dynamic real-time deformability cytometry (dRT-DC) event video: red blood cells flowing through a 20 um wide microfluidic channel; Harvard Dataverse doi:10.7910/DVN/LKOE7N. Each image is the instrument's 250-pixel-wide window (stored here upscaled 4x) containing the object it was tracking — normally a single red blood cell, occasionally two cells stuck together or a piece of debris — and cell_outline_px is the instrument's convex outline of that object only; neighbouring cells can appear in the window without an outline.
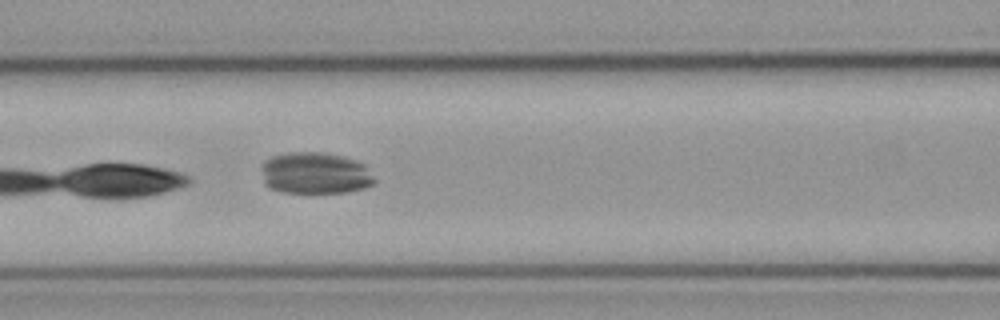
{"species": "common noctule bat (a hibernating species)", "species_latin": "Nyctalus noctula", "temperature_condition": "cold", "stored_images_in_passage": 4, "camera_frame_rate_fps": 3000, "um_per_image_px": 0.085, "animal": {"sex": "male", "body_mass_g": 23.1, "forearm_length_mm": 52.7}, "frame": {"image": 1, "passage_image": 4, "time_ms": 1.0, "image_size_px": [1000, 320], "cell_outline_px": [[376, 180], [372, 184], [364, 188], [348, 192], [284, 192], [272, 188], [264, 184], [264, 160], [272, 156], [292, 152], [320, 152], [340, 156], [356, 160], [364, 164]], "centroid_in_image_um": [26.82, 14.71], "position_along_channel_um": 139.8, "area_um2": 27.05}}